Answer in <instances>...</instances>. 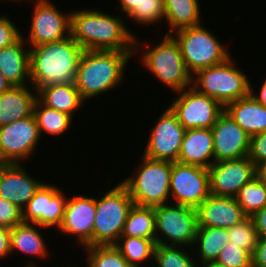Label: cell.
Instances as JSON below:
<instances>
[{"instance_id": "obj_23", "label": "cell", "mask_w": 266, "mask_h": 267, "mask_svg": "<svg viewBox=\"0 0 266 267\" xmlns=\"http://www.w3.org/2000/svg\"><path fill=\"white\" fill-rule=\"evenodd\" d=\"M30 86H12L0 94V127L33 115L37 90Z\"/></svg>"}, {"instance_id": "obj_51", "label": "cell", "mask_w": 266, "mask_h": 267, "mask_svg": "<svg viewBox=\"0 0 266 267\" xmlns=\"http://www.w3.org/2000/svg\"><path fill=\"white\" fill-rule=\"evenodd\" d=\"M5 1H12V2L13 1L15 2L16 1L17 3L19 2V4H20V2L23 3L24 1H27V0H5ZM28 1H30V2L32 1L33 2L34 0H28Z\"/></svg>"}, {"instance_id": "obj_29", "label": "cell", "mask_w": 266, "mask_h": 267, "mask_svg": "<svg viewBox=\"0 0 266 267\" xmlns=\"http://www.w3.org/2000/svg\"><path fill=\"white\" fill-rule=\"evenodd\" d=\"M121 236L152 239L156 242L154 207L133 204Z\"/></svg>"}, {"instance_id": "obj_22", "label": "cell", "mask_w": 266, "mask_h": 267, "mask_svg": "<svg viewBox=\"0 0 266 267\" xmlns=\"http://www.w3.org/2000/svg\"><path fill=\"white\" fill-rule=\"evenodd\" d=\"M0 72L13 86L31 85L30 48L23 35L0 49Z\"/></svg>"}, {"instance_id": "obj_32", "label": "cell", "mask_w": 266, "mask_h": 267, "mask_svg": "<svg viewBox=\"0 0 266 267\" xmlns=\"http://www.w3.org/2000/svg\"><path fill=\"white\" fill-rule=\"evenodd\" d=\"M193 253L192 248L156 243L153 261L157 265L155 267H198L199 263Z\"/></svg>"}, {"instance_id": "obj_40", "label": "cell", "mask_w": 266, "mask_h": 267, "mask_svg": "<svg viewBox=\"0 0 266 267\" xmlns=\"http://www.w3.org/2000/svg\"><path fill=\"white\" fill-rule=\"evenodd\" d=\"M248 157L256 166L266 160V131L251 136Z\"/></svg>"}, {"instance_id": "obj_15", "label": "cell", "mask_w": 266, "mask_h": 267, "mask_svg": "<svg viewBox=\"0 0 266 267\" xmlns=\"http://www.w3.org/2000/svg\"><path fill=\"white\" fill-rule=\"evenodd\" d=\"M70 197L65 203L62 224L56 231L69 237L74 236L77 246L82 248L93 246L96 197L82 194Z\"/></svg>"}, {"instance_id": "obj_30", "label": "cell", "mask_w": 266, "mask_h": 267, "mask_svg": "<svg viewBox=\"0 0 266 267\" xmlns=\"http://www.w3.org/2000/svg\"><path fill=\"white\" fill-rule=\"evenodd\" d=\"M33 115L41 137L44 133L54 137L65 134L73 125V120H75L66 113L43 105L38 99L34 105Z\"/></svg>"}, {"instance_id": "obj_25", "label": "cell", "mask_w": 266, "mask_h": 267, "mask_svg": "<svg viewBox=\"0 0 266 267\" xmlns=\"http://www.w3.org/2000/svg\"><path fill=\"white\" fill-rule=\"evenodd\" d=\"M41 229H48L35 223H20L11 228V255L16 251L21 254L36 257V259H46L49 257L50 249L41 232ZM40 230V231H39ZM15 252V253H14ZM38 257V258H37Z\"/></svg>"}, {"instance_id": "obj_47", "label": "cell", "mask_w": 266, "mask_h": 267, "mask_svg": "<svg viewBox=\"0 0 266 267\" xmlns=\"http://www.w3.org/2000/svg\"><path fill=\"white\" fill-rule=\"evenodd\" d=\"M256 176H266V160L256 166Z\"/></svg>"}, {"instance_id": "obj_19", "label": "cell", "mask_w": 266, "mask_h": 267, "mask_svg": "<svg viewBox=\"0 0 266 267\" xmlns=\"http://www.w3.org/2000/svg\"><path fill=\"white\" fill-rule=\"evenodd\" d=\"M25 167L24 163H0V197L21 210L45 183L32 177Z\"/></svg>"}, {"instance_id": "obj_42", "label": "cell", "mask_w": 266, "mask_h": 267, "mask_svg": "<svg viewBox=\"0 0 266 267\" xmlns=\"http://www.w3.org/2000/svg\"><path fill=\"white\" fill-rule=\"evenodd\" d=\"M253 259V267H266V237H259Z\"/></svg>"}, {"instance_id": "obj_36", "label": "cell", "mask_w": 266, "mask_h": 267, "mask_svg": "<svg viewBox=\"0 0 266 267\" xmlns=\"http://www.w3.org/2000/svg\"><path fill=\"white\" fill-rule=\"evenodd\" d=\"M129 20L132 19L138 25L151 26L155 25L158 21L160 24L161 21L165 18V7L163 0H142L139 7H135L134 10L125 17Z\"/></svg>"}, {"instance_id": "obj_2", "label": "cell", "mask_w": 266, "mask_h": 267, "mask_svg": "<svg viewBox=\"0 0 266 267\" xmlns=\"http://www.w3.org/2000/svg\"><path fill=\"white\" fill-rule=\"evenodd\" d=\"M134 54L136 55L135 52L84 50L74 83L83 100L86 102L98 98L107 91L122 86L127 64Z\"/></svg>"}, {"instance_id": "obj_38", "label": "cell", "mask_w": 266, "mask_h": 267, "mask_svg": "<svg viewBox=\"0 0 266 267\" xmlns=\"http://www.w3.org/2000/svg\"><path fill=\"white\" fill-rule=\"evenodd\" d=\"M23 222V211L3 197H0V226L11 229Z\"/></svg>"}, {"instance_id": "obj_11", "label": "cell", "mask_w": 266, "mask_h": 267, "mask_svg": "<svg viewBox=\"0 0 266 267\" xmlns=\"http://www.w3.org/2000/svg\"><path fill=\"white\" fill-rule=\"evenodd\" d=\"M31 23L24 40L30 47L63 40L71 35V11L62 12L51 0H35L32 3ZM65 13V14H64ZM27 37V38H25Z\"/></svg>"}, {"instance_id": "obj_12", "label": "cell", "mask_w": 266, "mask_h": 267, "mask_svg": "<svg viewBox=\"0 0 266 267\" xmlns=\"http://www.w3.org/2000/svg\"><path fill=\"white\" fill-rule=\"evenodd\" d=\"M210 192L207 168L173 162L170 176V203L197 208Z\"/></svg>"}, {"instance_id": "obj_7", "label": "cell", "mask_w": 266, "mask_h": 267, "mask_svg": "<svg viewBox=\"0 0 266 267\" xmlns=\"http://www.w3.org/2000/svg\"><path fill=\"white\" fill-rule=\"evenodd\" d=\"M134 202L126 186L119 182L96 198L93 228L94 245H114L122 235L125 220Z\"/></svg>"}, {"instance_id": "obj_1", "label": "cell", "mask_w": 266, "mask_h": 267, "mask_svg": "<svg viewBox=\"0 0 266 267\" xmlns=\"http://www.w3.org/2000/svg\"><path fill=\"white\" fill-rule=\"evenodd\" d=\"M93 8L71 10L72 38L84 50L134 52L136 34L125 24L126 18Z\"/></svg>"}, {"instance_id": "obj_48", "label": "cell", "mask_w": 266, "mask_h": 267, "mask_svg": "<svg viewBox=\"0 0 266 267\" xmlns=\"http://www.w3.org/2000/svg\"><path fill=\"white\" fill-rule=\"evenodd\" d=\"M198 267H225V266L217 263L216 261H206L203 263H199Z\"/></svg>"}, {"instance_id": "obj_50", "label": "cell", "mask_w": 266, "mask_h": 267, "mask_svg": "<svg viewBox=\"0 0 266 267\" xmlns=\"http://www.w3.org/2000/svg\"><path fill=\"white\" fill-rule=\"evenodd\" d=\"M260 181L266 184V176H256Z\"/></svg>"}, {"instance_id": "obj_43", "label": "cell", "mask_w": 266, "mask_h": 267, "mask_svg": "<svg viewBox=\"0 0 266 267\" xmlns=\"http://www.w3.org/2000/svg\"><path fill=\"white\" fill-rule=\"evenodd\" d=\"M251 218L254 221L258 237H266V206Z\"/></svg>"}, {"instance_id": "obj_39", "label": "cell", "mask_w": 266, "mask_h": 267, "mask_svg": "<svg viewBox=\"0 0 266 267\" xmlns=\"http://www.w3.org/2000/svg\"><path fill=\"white\" fill-rule=\"evenodd\" d=\"M15 22L12 21L6 16V14L0 15V49L11 45L16 42L21 36L22 32L20 31Z\"/></svg>"}, {"instance_id": "obj_28", "label": "cell", "mask_w": 266, "mask_h": 267, "mask_svg": "<svg viewBox=\"0 0 266 267\" xmlns=\"http://www.w3.org/2000/svg\"><path fill=\"white\" fill-rule=\"evenodd\" d=\"M228 242V229L221 227H198L195 242L192 247V250L196 252L193 253L194 257L198 263L215 261L222 248Z\"/></svg>"}, {"instance_id": "obj_41", "label": "cell", "mask_w": 266, "mask_h": 267, "mask_svg": "<svg viewBox=\"0 0 266 267\" xmlns=\"http://www.w3.org/2000/svg\"><path fill=\"white\" fill-rule=\"evenodd\" d=\"M11 229L0 226V260L11 257Z\"/></svg>"}, {"instance_id": "obj_21", "label": "cell", "mask_w": 266, "mask_h": 267, "mask_svg": "<svg viewBox=\"0 0 266 267\" xmlns=\"http://www.w3.org/2000/svg\"><path fill=\"white\" fill-rule=\"evenodd\" d=\"M177 162L209 169L215 163L212 129H187Z\"/></svg>"}, {"instance_id": "obj_33", "label": "cell", "mask_w": 266, "mask_h": 267, "mask_svg": "<svg viewBox=\"0 0 266 267\" xmlns=\"http://www.w3.org/2000/svg\"><path fill=\"white\" fill-rule=\"evenodd\" d=\"M247 217L266 206V184L257 177L246 183L235 197Z\"/></svg>"}, {"instance_id": "obj_45", "label": "cell", "mask_w": 266, "mask_h": 267, "mask_svg": "<svg viewBox=\"0 0 266 267\" xmlns=\"http://www.w3.org/2000/svg\"><path fill=\"white\" fill-rule=\"evenodd\" d=\"M252 82L250 83V94L251 96L260 104L266 107V78L264 82L260 85V90L259 92L255 91L254 87L252 86Z\"/></svg>"}, {"instance_id": "obj_13", "label": "cell", "mask_w": 266, "mask_h": 267, "mask_svg": "<svg viewBox=\"0 0 266 267\" xmlns=\"http://www.w3.org/2000/svg\"><path fill=\"white\" fill-rule=\"evenodd\" d=\"M42 140L34 115L0 127V163H25Z\"/></svg>"}, {"instance_id": "obj_18", "label": "cell", "mask_w": 266, "mask_h": 267, "mask_svg": "<svg viewBox=\"0 0 266 267\" xmlns=\"http://www.w3.org/2000/svg\"><path fill=\"white\" fill-rule=\"evenodd\" d=\"M211 129L215 162L249 156L251 137L225 111Z\"/></svg>"}, {"instance_id": "obj_37", "label": "cell", "mask_w": 266, "mask_h": 267, "mask_svg": "<svg viewBox=\"0 0 266 267\" xmlns=\"http://www.w3.org/2000/svg\"><path fill=\"white\" fill-rule=\"evenodd\" d=\"M215 261L225 267H253L252 256L231 242L222 248Z\"/></svg>"}, {"instance_id": "obj_16", "label": "cell", "mask_w": 266, "mask_h": 267, "mask_svg": "<svg viewBox=\"0 0 266 267\" xmlns=\"http://www.w3.org/2000/svg\"><path fill=\"white\" fill-rule=\"evenodd\" d=\"M67 198L60 187L44 183L22 210L23 221L58 230L64 218Z\"/></svg>"}, {"instance_id": "obj_17", "label": "cell", "mask_w": 266, "mask_h": 267, "mask_svg": "<svg viewBox=\"0 0 266 267\" xmlns=\"http://www.w3.org/2000/svg\"><path fill=\"white\" fill-rule=\"evenodd\" d=\"M208 171L210 192L215 196L236 197L240 189L256 177V165L248 156L215 162Z\"/></svg>"}, {"instance_id": "obj_10", "label": "cell", "mask_w": 266, "mask_h": 267, "mask_svg": "<svg viewBox=\"0 0 266 267\" xmlns=\"http://www.w3.org/2000/svg\"><path fill=\"white\" fill-rule=\"evenodd\" d=\"M168 106L176 115L180 124L187 129H211L224 107L215 99L188 87L176 92Z\"/></svg>"}, {"instance_id": "obj_34", "label": "cell", "mask_w": 266, "mask_h": 267, "mask_svg": "<svg viewBox=\"0 0 266 267\" xmlns=\"http://www.w3.org/2000/svg\"><path fill=\"white\" fill-rule=\"evenodd\" d=\"M83 250L87 255L86 267H132L115 245H94Z\"/></svg>"}, {"instance_id": "obj_24", "label": "cell", "mask_w": 266, "mask_h": 267, "mask_svg": "<svg viewBox=\"0 0 266 267\" xmlns=\"http://www.w3.org/2000/svg\"><path fill=\"white\" fill-rule=\"evenodd\" d=\"M224 111L250 137L266 131V107L251 94L227 104Z\"/></svg>"}, {"instance_id": "obj_20", "label": "cell", "mask_w": 266, "mask_h": 267, "mask_svg": "<svg viewBox=\"0 0 266 267\" xmlns=\"http://www.w3.org/2000/svg\"><path fill=\"white\" fill-rule=\"evenodd\" d=\"M198 227H221L228 229L247 216L235 197H207L197 208Z\"/></svg>"}, {"instance_id": "obj_27", "label": "cell", "mask_w": 266, "mask_h": 267, "mask_svg": "<svg viewBox=\"0 0 266 267\" xmlns=\"http://www.w3.org/2000/svg\"><path fill=\"white\" fill-rule=\"evenodd\" d=\"M165 18L169 30L166 35L202 24L199 0H163Z\"/></svg>"}, {"instance_id": "obj_46", "label": "cell", "mask_w": 266, "mask_h": 267, "mask_svg": "<svg viewBox=\"0 0 266 267\" xmlns=\"http://www.w3.org/2000/svg\"><path fill=\"white\" fill-rule=\"evenodd\" d=\"M13 85L0 72V94L8 91Z\"/></svg>"}, {"instance_id": "obj_44", "label": "cell", "mask_w": 266, "mask_h": 267, "mask_svg": "<svg viewBox=\"0 0 266 267\" xmlns=\"http://www.w3.org/2000/svg\"><path fill=\"white\" fill-rule=\"evenodd\" d=\"M117 1L120 3V6H117L116 9L118 10L119 7L120 8L119 11L122 12L123 14L121 16L125 18V16L127 17L134 10L135 7H139L142 0H117Z\"/></svg>"}, {"instance_id": "obj_4", "label": "cell", "mask_w": 266, "mask_h": 267, "mask_svg": "<svg viewBox=\"0 0 266 267\" xmlns=\"http://www.w3.org/2000/svg\"><path fill=\"white\" fill-rule=\"evenodd\" d=\"M162 37L161 42L158 41L156 44L152 42L150 45L149 41L145 43L135 36L134 52H141L139 60L144 69L149 70L154 78L166 85L165 87L168 86L175 94L192 86V75L185 66L180 46L175 38L166 34Z\"/></svg>"}, {"instance_id": "obj_9", "label": "cell", "mask_w": 266, "mask_h": 267, "mask_svg": "<svg viewBox=\"0 0 266 267\" xmlns=\"http://www.w3.org/2000/svg\"><path fill=\"white\" fill-rule=\"evenodd\" d=\"M154 211L157 244L193 247L198 230L196 208L167 203Z\"/></svg>"}, {"instance_id": "obj_5", "label": "cell", "mask_w": 266, "mask_h": 267, "mask_svg": "<svg viewBox=\"0 0 266 267\" xmlns=\"http://www.w3.org/2000/svg\"><path fill=\"white\" fill-rule=\"evenodd\" d=\"M140 164L121 182L136 205L156 207L170 203L172 162L153 160L141 155Z\"/></svg>"}, {"instance_id": "obj_14", "label": "cell", "mask_w": 266, "mask_h": 267, "mask_svg": "<svg viewBox=\"0 0 266 267\" xmlns=\"http://www.w3.org/2000/svg\"><path fill=\"white\" fill-rule=\"evenodd\" d=\"M143 155L153 160L178 161L186 129L169 107H165L153 125Z\"/></svg>"}, {"instance_id": "obj_6", "label": "cell", "mask_w": 266, "mask_h": 267, "mask_svg": "<svg viewBox=\"0 0 266 267\" xmlns=\"http://www.w3.org/2000/svg\"><path fill=\"white\" fill-rule=\"evenodd\" d=\"M232 58L192 75V87L223 107L250 94V79Z\"/></svg>"}, {"instance_id": "obj_35", "label": "cell", "mask_w": 266, "mask_h": 267, "mask_svg": "<svg viewBox=\"0 0 266 267\" xmlns=\"http://www.w3.org/2000/svg\"><path fill=\"white\" fill-rule=\"evenodd\" d=\"M229 242L254 255L258 234L251 217H246L240 223L228 228Z\"/></svg>"}, {"instance_id": "obj_31", "label": "cell", "mask_w": 266, "mask_h": 267, "mask_svg": "<svg viewBox=\"0 0 266 267\" xmlns=\"http://www.w3.org/2000/svg\"><path fill=\"white\" fill-rule=\"evenodd\" d=\"M114 245L132 267H146L153 262L156 242L152 239L120 236Z\"/></svg>"}, {"instance_id": "obj_26", "label": "cell", "mask_w": 266, "mask_h": 267, "mask_svg": "<svg viewBox=\"0 0 266 267\" xmlns=\"http://www.w3.org/2000/svg\"><path fill=\"white\" fill-rule=\"evenodd\" d=\"M37 99L45 106L73 115L86 103L74 83L50 85L37 89Z\"/></svg>"}, {"instance_id": "obj_49", "label": "cell", "mask_w": 266, "mask_h": 267, "mask_svg": "<svg viewBox=\"0 0 266 267\" xmlns=\"http://www.w3.org/2000/svg\"><path fill=\"white\" fill-rule=\"evenodd\" d=\"M37 263V261H33V260H31V258L27 261V264H26V266L25 267H37L38 266V264H36ZM65 267H69V266H65Z\"/></svg>"}, {"instance_id": "obj_3", "label": "cell", "mask_w": 266, "mask_h": 267, "mask_svg": "<svg viewBox=\"0 0 266 267\" xmlns=\"http://www.w3.org/2000/svg\"><path fill=\"white\" fill-rule=\"evenodd\" d=\"M84 49L69 37L30 47V79L37 90L50 85L75 83Z\"/></svg>"}, {"instance_id": "obj_8", "label": "cell", "mask_w": 266, "mask_h": 267, "mask_svg": "<svg viewBox=\"0 0 266 267\" xmlns=\"http://www.w3.org/2000/svg\"><path fill=\"white\" fill-rule=\"evenodd\" d=\"M171 35L178 42L185 66L191 75L231 57L226 45L203 24L178 30Z\"/></svg>"}]
</instances>
